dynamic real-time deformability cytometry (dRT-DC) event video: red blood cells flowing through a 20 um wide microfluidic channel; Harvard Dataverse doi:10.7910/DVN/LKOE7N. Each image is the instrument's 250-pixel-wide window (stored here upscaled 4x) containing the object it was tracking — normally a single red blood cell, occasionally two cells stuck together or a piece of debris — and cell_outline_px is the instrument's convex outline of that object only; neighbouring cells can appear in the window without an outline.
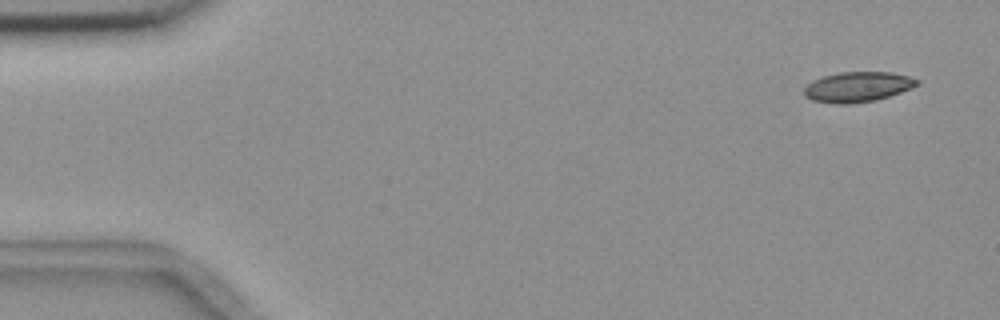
{"species": "common noctule bat (a hibernating species)", "species_latin": "Nyctalus noctula", "temperature_condition": "room temperature", "stored_images_in_passage": 4, "camera_frame_rate_fps": 3000, "um_per_image_px": 0.085, "animal": {"sex": "female", "body_mass_g": 18.4}, "frame": {"image": 1, "passage_image": 1, "time_ms": 0.0, "image_size_px": [1000, 320], "cell_outline_px": [[920, 80], [916, 84], [900, 92], [876, 100], [848, 104], [832, 104], [812, 100], [804, 96], [804, 88], [812, 80], [824, 76], [840, 72], [888, 72], [908, 76]], "centroid_in_image_um": [72.83, 7.39], "position_along_channel_um": 12.2, "area_um2": 19.65}}